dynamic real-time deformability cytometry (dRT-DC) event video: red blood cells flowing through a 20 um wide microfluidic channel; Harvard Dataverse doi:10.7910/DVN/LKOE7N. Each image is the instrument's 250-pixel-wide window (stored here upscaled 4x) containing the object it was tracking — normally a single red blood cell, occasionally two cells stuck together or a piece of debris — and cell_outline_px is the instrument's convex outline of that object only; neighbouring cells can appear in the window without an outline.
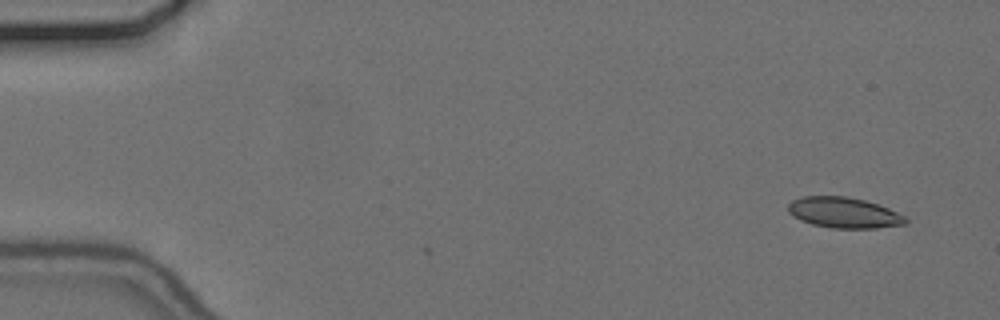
{"species": "common noctule bat (a hibernating species)", "species_latin": "Nyctalus noctula", "temperature_condition": "cold", "stored_images_in_passage": 4, "camera_frame_rate_fps": 3000, "um_per_image_px": 0.085, "animal": {"sex": "female", "body_mass_g": 24.6, "forearm_length_mm": 56.2}, "frame": {"image": 1, "passage_image": 4, "time_ms": 1.0, "image_size_px": [1000, 320], "cell_outline_px": [[908, 220], [904, 224], [876, 228], [832, 228], [812, 224], [800, 220], [788, 212], [788, 204], [792, 200], [800, 196], [844, 196], [864, 200], [888, 208], [904, 216]], "centroid_in_image_um": [71.69, 18.07], "position_along_channel_um": 13.3, "area_um2": 20.87}}